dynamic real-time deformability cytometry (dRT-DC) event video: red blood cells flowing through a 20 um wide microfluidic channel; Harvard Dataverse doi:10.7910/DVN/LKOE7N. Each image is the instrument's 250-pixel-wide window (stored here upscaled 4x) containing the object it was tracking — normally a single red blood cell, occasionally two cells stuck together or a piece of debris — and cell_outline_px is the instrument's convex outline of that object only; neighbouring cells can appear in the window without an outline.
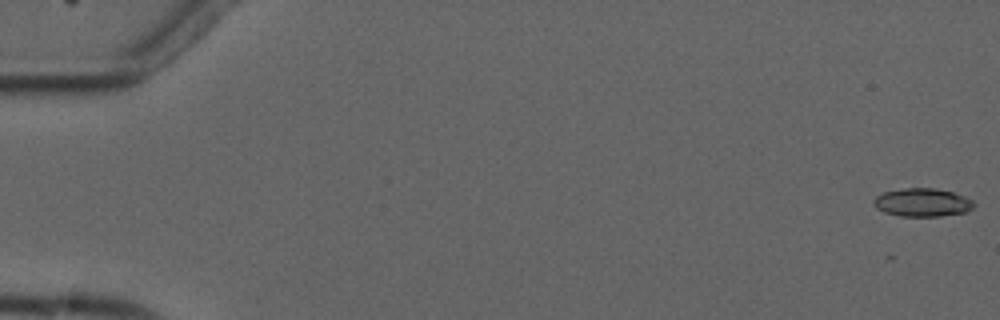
{"species": "common noctule bat (a hibernating species)", "species_latin": "Nyctalus noctula", "temperature_condition": "cold", "stored_images_in_passage": 6, "camera_frame_rate_fps": 3000, "um_per_image_px": 0.085, "animal": {"sex": "male", "forearm_length_mm": 52.5}, "frame": {"image": 1, "passage_image": 1, "time_ms": 0.0, "image_size_px": [1000, 320], "cell_outline_px": [[976, 204], [972, 208], [964, 212], [940, 216], [900, 216], [884, 212], [876, 208], [872, 204], [872, 200], [876, 196], [884, 192], [904, 188], [936, 188], [952, 192], [964, 196], [972, 200]], "centroid_in_image_um": [78.37, 17.2], "position_along_channel_um": 6.6, "area_um2": 16.53}}
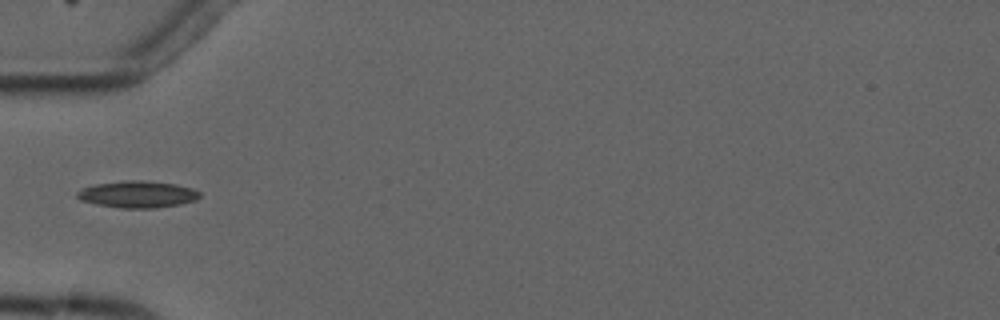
{"frame": {"image": 2, "passage_image": 6, "time_ms": 6.0, "image_size_px": [1000, 320], "cell_outline_px": [[200, 196], [196, 200], [180, 204], [156, 208], [120, 208], [96, 204], [80, 200], [76, 196], [76, 192], [80, 188], [96, 184], [124, 180], [144, 180], [176, 184], [192, 188], [200, 192]], "centroid_in_image_um": [11.67, 16.51], "position_along_channel_um": 73.3, "area_um2": 19.31}}